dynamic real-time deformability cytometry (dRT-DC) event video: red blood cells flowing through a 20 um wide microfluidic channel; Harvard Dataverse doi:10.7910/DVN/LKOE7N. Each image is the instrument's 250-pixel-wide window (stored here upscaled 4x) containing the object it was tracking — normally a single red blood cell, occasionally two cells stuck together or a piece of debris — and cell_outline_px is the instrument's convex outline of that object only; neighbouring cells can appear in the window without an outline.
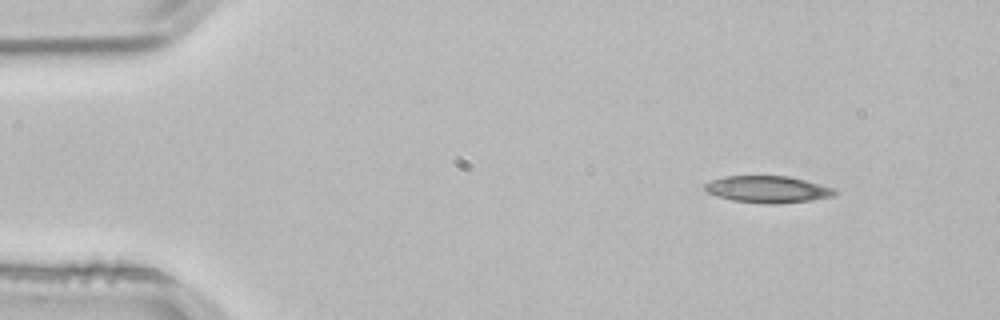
{"species": "common noctule bat (a hibernating species)", "species_latin": "Nyctalus noctula", "temperature_condition": "room temperature", "stored_images_in_passage": 48, "camera_frame_rate_fps": 3000, "um_per_image_px": 0.085, "animal": {"sex": "male", "body_mass_g": 21.5, "forearm_length_mm": 52.0}, "frame": {"image": 1, "passage_image": 1, "time_ms": 0.0, "image_size_px": [1000, 320], "cell_outline_px": [[840, 192], [836, 196], [812, 200], [776, 204], [764, 204], [732, 200], [716, 196], [708, 192], [704, 188], [704, 184], [712, 180], [724, 176], [788, 176], [820, 184], [832, 188]], "centroid_in_image_um": [65.28, 16.1], "position_along_channel_um": 19.7, "area_um2": 20.4}}
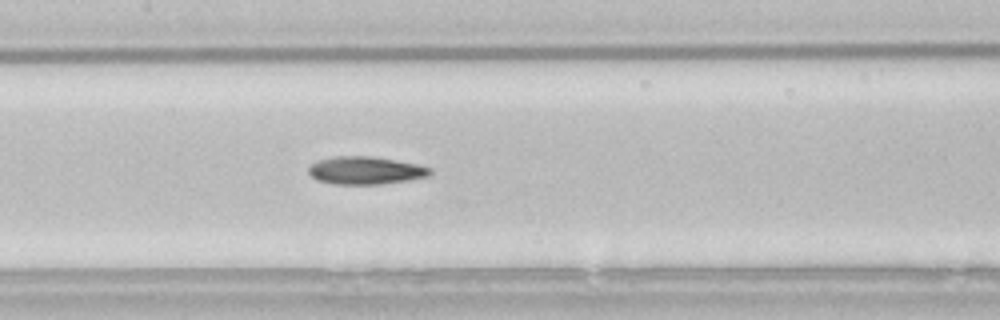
{"frame": {"image": 2, "passage_image": 20, "time_ms": 6.333, "image_size_px": [1000, 320], "cell_outline_px": [[432, 172], [428, 176], [380, 184], [332, 184], [316, 180], [308, 172], [308, 168], [312, 164], [320, 160], [336, 156], [368, 156], [396, 160], [416, 164], [432, 168]], "centroid_in_image_um": [31.04, 14.49], "position_along_channel_um": 176.4, "area_um2": 19.42}}
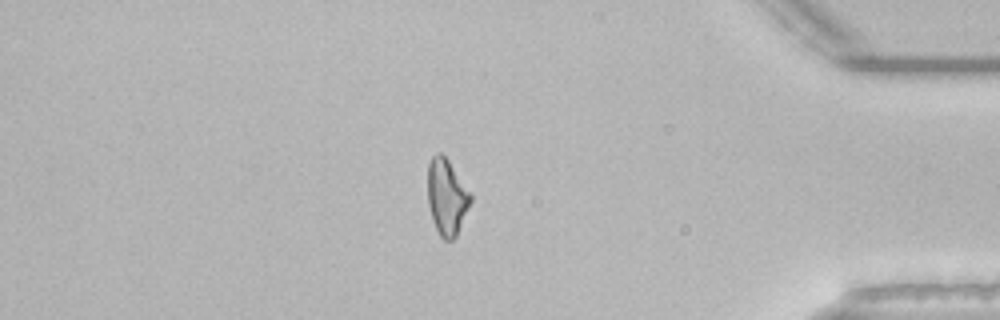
{"frame": {"image": 3, "passage_image": 40, "time_ms": 13.0, "image_size_px": [1000, 320], "cell_outline_px": [[472, 200], [456, 236], [452, 240], [444, 240], [440, 236], [432, 220], [428, 204], [428, 164], [432, 156], [436, 152], [440, 152], [448, 160], [472, 196]], "centroid_in_image_um": [37.96, 16.75], "position_along_channel_um": 397.2, "area_um2": 18.79}}